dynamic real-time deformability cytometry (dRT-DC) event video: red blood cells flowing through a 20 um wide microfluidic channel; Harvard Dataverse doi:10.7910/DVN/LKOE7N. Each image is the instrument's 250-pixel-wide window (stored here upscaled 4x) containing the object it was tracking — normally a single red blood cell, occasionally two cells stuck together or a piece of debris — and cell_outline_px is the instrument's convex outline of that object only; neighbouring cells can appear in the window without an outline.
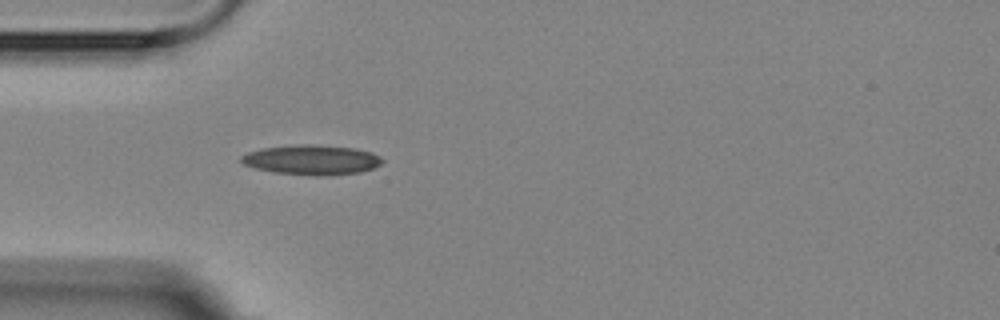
{"species": "Egyptian fruit bat (a non-hibernating species)", "species_latin": "Rousettus aegyptiacus", "temperature_condition": "room temperature", "stored_images_in_passage": 5, "camera_frame_rate_fps": 3000, "um_per_image_px": 0.085, "animal": {"sex": "female"}, "frame": {"image": 1, "passage_image": 5, "time_ms": 4.667, "image_size_px": [1000, 320], "cell_outline_px": [[384, 160], [380, 164], [372, 168], [360, 172], [320, 176], [316, 176], [276, 172], [256, 168], [244, 164], [240, 160], [240, 156], [248, 152], [264, 148], [296, 144], [312, 144], [352, 148], [372, 152], [380, 156]], "centroid_in_image_um": [26.5, 13.58], "position_along_channel_um": 58.5, "area_um2": 24.33}}